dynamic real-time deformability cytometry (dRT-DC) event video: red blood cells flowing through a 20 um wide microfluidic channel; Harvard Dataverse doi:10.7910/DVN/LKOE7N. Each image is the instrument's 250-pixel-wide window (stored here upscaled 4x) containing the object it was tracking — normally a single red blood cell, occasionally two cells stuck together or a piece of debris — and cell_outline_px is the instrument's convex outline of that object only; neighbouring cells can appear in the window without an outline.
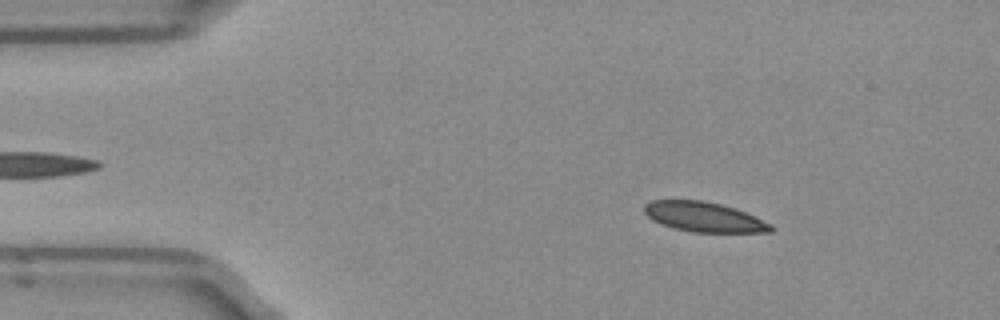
{"species": "Egyptian fruit bat (a non-hibernating species)", "species_latin": "Rousettus aegyptiacus", "temperature_condition": "room temperature", "stored_images_in_passage": 50, "camera_frame_rate_fps": 3000, "um_per_image_px": 0.085, "frame": {"image": 1, "passage_image": 7, "time_ms": 2.0, "image_size_px": [1000, 320], "cell_outline_px": [[772, 232], [692, 232], [676, 228], [652, 220], [644, 212], [644, 204], [652, 200], [704, 200], [720, 204], [744, 212], [772, 224]], "centroid_in_image_um": [59.82, 18.43], "position_along_channel_um": 25.2, "area_um2": 21.68}}
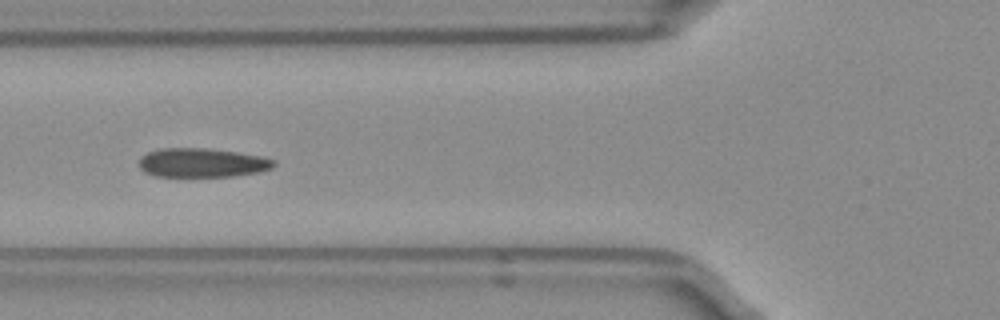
{"frame": {"image": 2, "passage_image": 18, "time_ms": 5.667, "image_size_px": [1000, 320], "cell_outline_px": [[276, 164], [272, 168], [260, 172], [232, 176], [156, 176], [144, 172], [140, 168], [140, 160], [148, 152], [164, 148], [204, 148], [236, 152], [260, 156], [276, 160]], "centroid_in_image_um": [17.22, 13.84], "position_along_channel_um": 108.6, "area_um2": 22.6}}
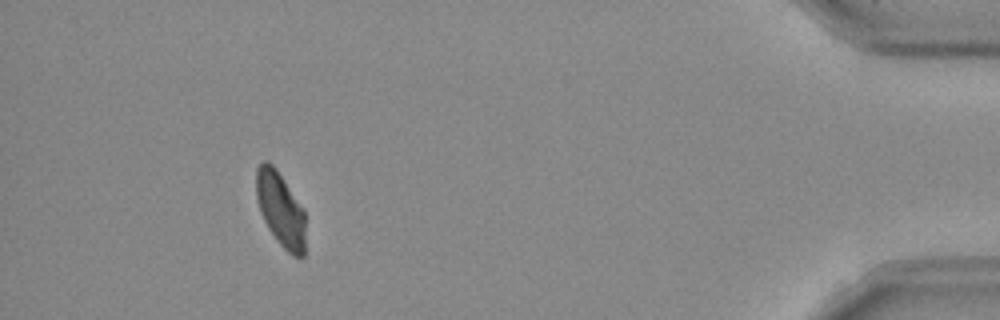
{"frame": {"image": 3, "passage_image": 46, "time_ms": 15.0, "image_size_px": [1000, 320], "cell_outline_px": [[304, 256], [292, 256], [276, 240], [268, 228], [260, 212], [256, 196], [256, 168], [264, 160], [268, 160], [276, 168], [304, 208]], "centroid_in_image_um": [23.83, 17.76], "position_along_channel_um": 411.4, "area_um2": 21.39}, "authors_computed_cell_mechanics": {"area_um2": 22.7443, "velocity_mm_per_s": 3.9469, "shape_relaxation_time_tau1_ms": null, "shape_relaxation_time_tau2_ms": 4.4493, "deformation_change_tau1": null, "deformation_change_tau2": 0.0642}}